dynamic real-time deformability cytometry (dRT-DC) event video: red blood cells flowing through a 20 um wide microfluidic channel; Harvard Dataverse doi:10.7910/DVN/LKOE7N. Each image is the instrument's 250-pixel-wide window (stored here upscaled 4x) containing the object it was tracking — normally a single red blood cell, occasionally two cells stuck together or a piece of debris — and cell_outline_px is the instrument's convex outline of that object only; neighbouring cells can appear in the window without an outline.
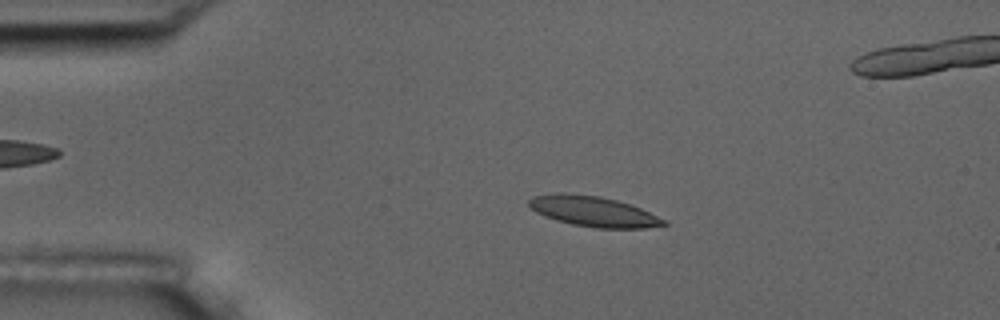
{"species": "common noctule bat (a hibernating species)", "species_latin": "Nyctalus noctula", "temperature_condition": "room temperature", "stored_images_in_passage": 5, "camera_frame_rate_fps": 3000, "um_per_image_px": 0.085, "animal": {"sex": "male", "body_mass_g": 17.5, "forearm_length_mm": 52.3}, "frame": {"image": 1, "passage_image": 3, "time_ms": 0.667, "image_size_px": [1000, 320], "cell_outline_px": [[668, 224], [644, 228], [596, 228], [572, 224], [556, 220], [544, 216], [536, 212], [528, 204], [528, 200], [532, 196], [556, 192], [564, 192], [600, 196], [616, 200], [640, 208], [668, 220]], "centroid_in_image_um": [50.42, 17.96], "position_along_channel_um": 34.6, "area_um2": 23.93}}